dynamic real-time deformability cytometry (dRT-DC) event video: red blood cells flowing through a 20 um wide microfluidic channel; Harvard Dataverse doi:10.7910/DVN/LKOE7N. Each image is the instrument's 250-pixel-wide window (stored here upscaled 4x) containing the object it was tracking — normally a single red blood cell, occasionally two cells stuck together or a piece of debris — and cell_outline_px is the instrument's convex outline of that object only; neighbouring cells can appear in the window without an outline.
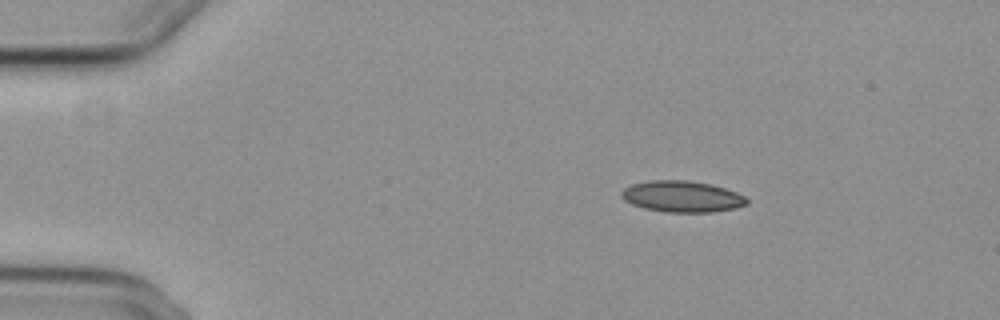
{"species": "common noctule bat (a hibernating species)", "species_latin": "Nyctalus noctula", "temperature_condition": "cold", "stored_images_in_passage": 4, "camera_frame_rate_fps": 3000, "um_per_image_px": 0.085, "animal": {"sex": "female", "body_mass_g": 29.2, "forearm_length_mm": 56.3}, "frame": {"image": 1, "passage_image": 1, "time_ms": 0.0, "image_size_px": [1000, 320], "cell_outline_px": [[748, 204], [736, 208], [712, 212], [664, 212], [644, 208], [632, 204], [624, 200], [620, 196], [620, 192], [624, 188], [632, 184], [648, 180], [688, 180], [712, 184], [736, 192], [744, 196], [748, 200]], "centroid_in_image_um": [57.96, 16.7], "position_along_channel_um": 27.0, "area_um2": 23.0}}
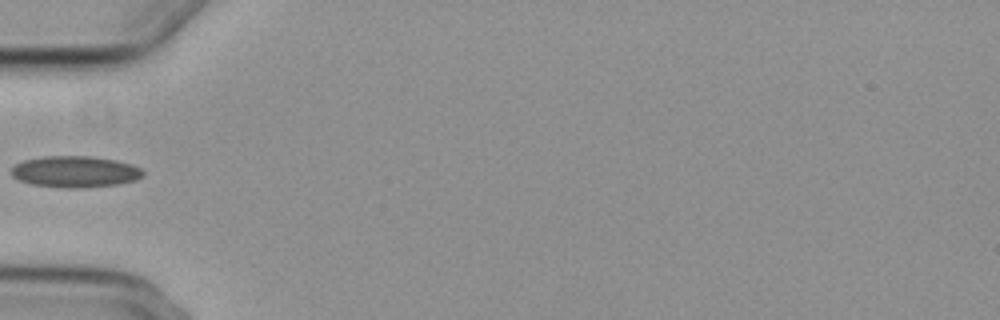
{"frame": {"image": 2, "passage_image": 4, "time_ms": 3.333, "image_size_px": [1000, 320], "cell_outline_px": [[144, 176], [136, 180], [116, 184], [80, 188], [64, 188], [32, 184], [20, 180], [12, 176], [12, 168], [16, 164], [24, 160], [44, 156], [88, 156], [116, 160], [132, 164], [140, 168], [144, 172]], "centroid_in_image_um": [6.4, 14.59], "position_along_channel_um": 78.6, "area_um2": 23.99}}